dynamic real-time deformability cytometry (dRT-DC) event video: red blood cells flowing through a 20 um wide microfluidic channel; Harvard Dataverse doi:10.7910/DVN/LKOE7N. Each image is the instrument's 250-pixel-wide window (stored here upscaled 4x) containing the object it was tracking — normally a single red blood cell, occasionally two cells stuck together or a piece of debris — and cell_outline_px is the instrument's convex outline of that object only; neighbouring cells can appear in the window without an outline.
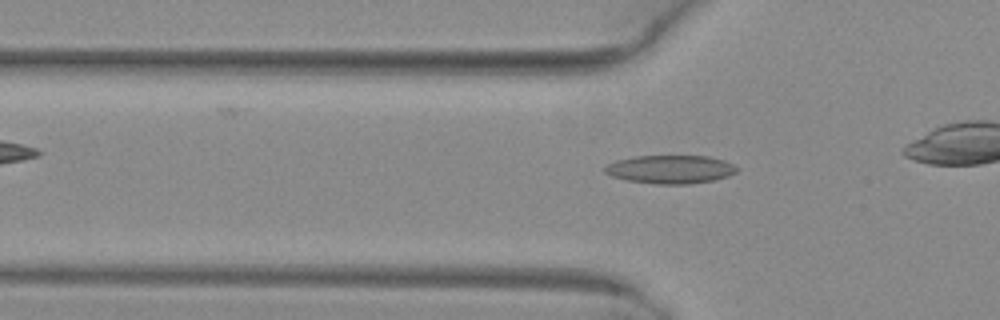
{"species": "common noctule bat (a hibernating species)", "species_latin": "Nyctalus noctula", "temperature_condition": "warm", "stored_images_in_passage": 41, "camera_frame_rate_fps": 3000, "um_per_image_px": 0.085, "animal": {"sex": "female", "body_mass_g": 29.2, "forearm_length_mm": 56.3}, "frame": {"image": 1, "passage_image": 17, "time_ms": 5.333, "image_size_px": [1000, 320], "cell_outline_px": [[740, 168], [736, 172], [728, 176], [712, 180], [688, 184], [656, 184], [628, 180], [612, 176], [604, 172], [604, 168], [608, 164], [616, 160], [636, 156], [708, 156], [724, 160]], "centroid_in_image_um": [57.0, 14.39], "position_along_channel_um": 68.8, "area_um2": 21.73}}
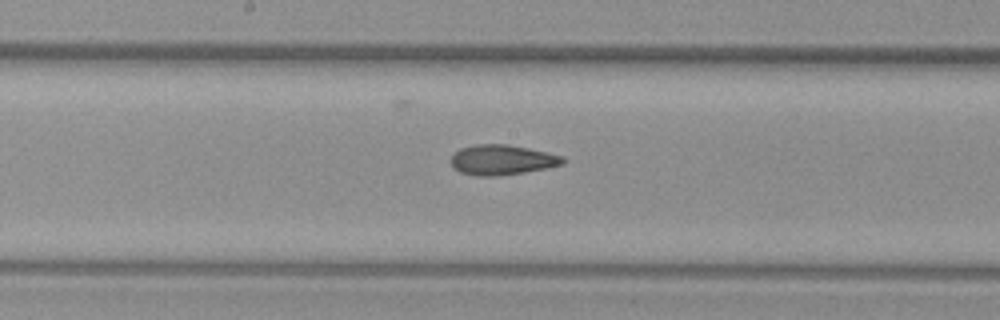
{"frame": {"image": 2, "passage_image": 27, "time_ms": 8.667, "image_size_px": [1000, 320], "cell_outline_px": [[564, 164], [524, 172], [500, 176], [476, 176], [460, 172], [452, 168], [452, 156], [460, 148], [476, 144], [508, 144], [528, 148], [564, 156]], "centroid_in_image_um": [42.66, 13.59], "position_along_channel_um": 205.5, "area_um2": 19.59}}
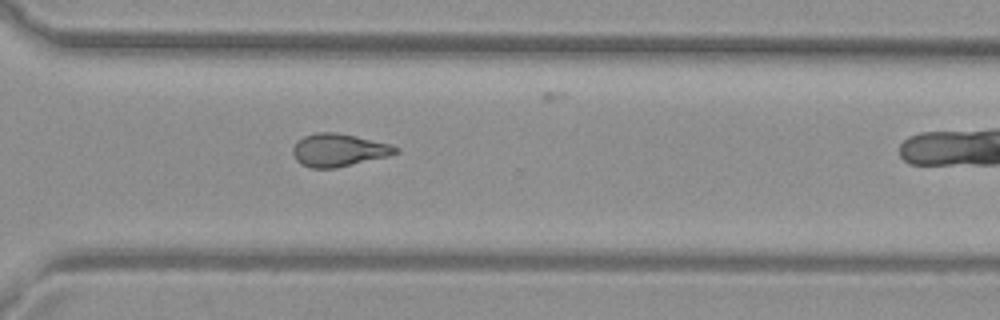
{"frame": {"image": 3, "passage_image": 37, "time_ms": 12.0, "image_size_px": [1000, 320], "cell_outline_px": [[400, 152], [388, 156], [336, 168], [312, 168], [300, 164], [296, 160], [292, 152], [292, 148], [296, 140], [304, 136], [316, 132], [336, 132], [356, 136], [388, 144], [400, 148]], "centroid_in_image_um": [28.75, 12.75], "position_along_channel_um": 341.8, "area_um2": 19.71}, "authors_computed_cell_mechanics": {"area_um2": 19.8254, "velocity_mm_per_s": 4.0967, "shape_relaxation_time_tau1_ms": null, "shape_relaxation_time_tau2_ms": 2.7576, "deformation_change_tau1": null, "deformation_change_tau2": 0.1057}}